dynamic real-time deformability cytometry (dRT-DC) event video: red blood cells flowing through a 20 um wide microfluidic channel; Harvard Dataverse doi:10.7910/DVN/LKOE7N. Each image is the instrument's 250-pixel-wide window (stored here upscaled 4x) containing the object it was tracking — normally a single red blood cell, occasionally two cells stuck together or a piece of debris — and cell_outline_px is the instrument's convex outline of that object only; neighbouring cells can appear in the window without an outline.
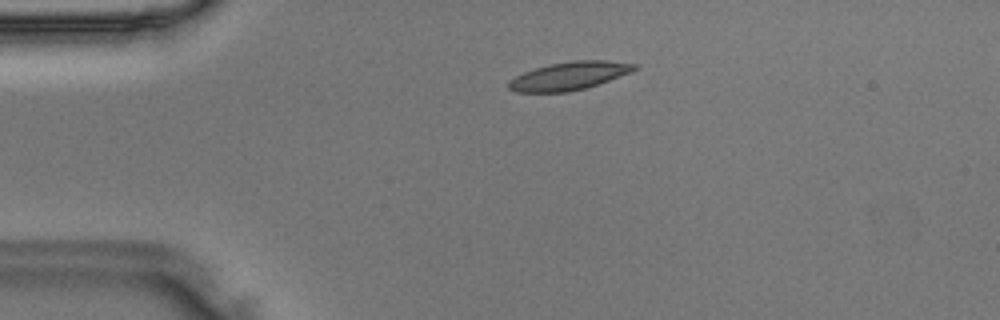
{"species": "Egyptian fruit bat (a non-hibernating species)", "species_latin": "Rousettus aegyptiacus", "temperature_condition": "room temperature", "stored_images_in_passage": 44, "camera_frame_rate_fps": 3000, "um_per_image_px": 0.085, "animal": {"sex": "male"}, "frame": {"image": 1, "passage_image": 7, "time_ms": 2.0, "image_size_px": [1000, 320], "cell_outline_px": [[640, 68], [632, 72], [584, 88], [568, 92], [516, 92], [508, 88], [508, 84], [516, 76], [524, 72], [536, 68], [552, 64], [572, 60], [608, 60], [636, 64]], "centroid_in_image_um": [48.42, 6.44], "position_along_channel_um": 36.6, "area_um2": 20.35}}
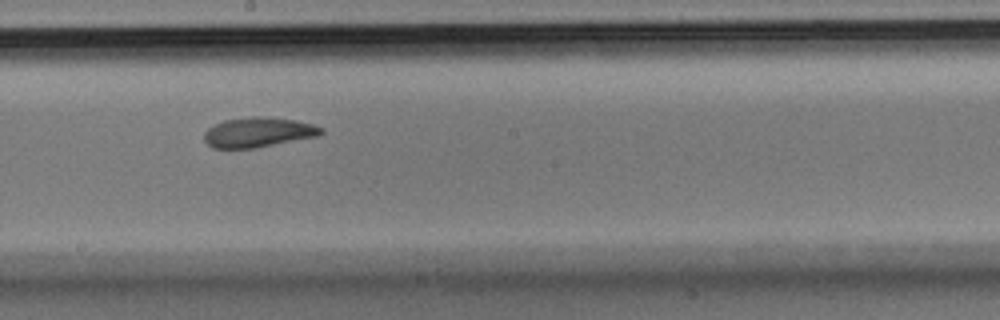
{"frame": {"image": 2, "passage_image": 23, "time_ms": 7.333, "image_size_px": [1000, 320], "cell_outline_px": [[324, 132], [316, 136], [256, 148], [212, 148], [204, 140], [204, 132], [208, 128], [224, 120], [252, 116], [264, 116], [296, 120], [312, 124], [324, 128]], "centroid_in_image_um": [21.94, 11.24], "position_along_channel_um": 226.3, "area_um2": 20.35}}
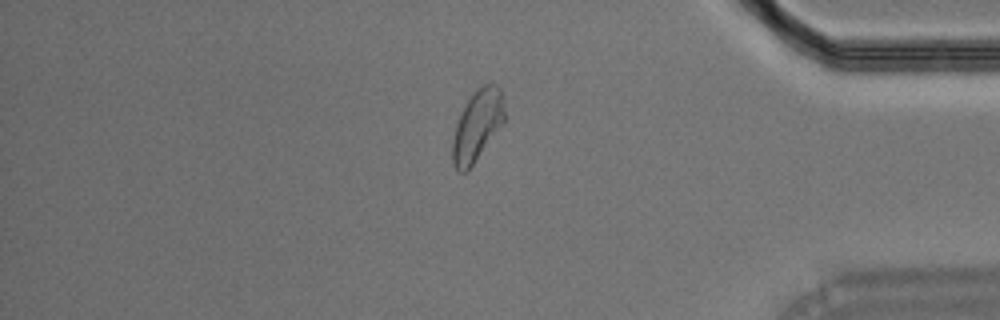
{"frame": {"image": 3, "passage_image": 37, "time_ms": 12.0, "image_size_px": [1000, 320], "cell_outline_px": [[504, 124], [468, 172], [456, 172], [452, 164], [452, 140], [456, 124], [468, 100], [484, 84], [492, 80], [500, 88], [504, 104]], "centroid_in_image_um": [40.58, 10.73], "position_along_channel_um": 394.6, "area_um2": 21.73}}